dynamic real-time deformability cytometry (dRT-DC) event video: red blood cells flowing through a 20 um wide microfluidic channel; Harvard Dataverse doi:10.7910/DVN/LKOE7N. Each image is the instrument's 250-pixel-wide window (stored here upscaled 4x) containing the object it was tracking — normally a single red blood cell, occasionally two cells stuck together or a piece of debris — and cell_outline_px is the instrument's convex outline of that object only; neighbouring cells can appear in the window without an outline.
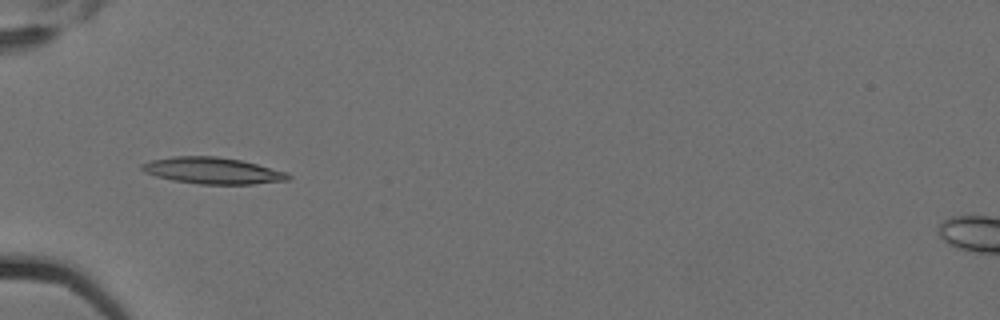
{"species": "Egyptian fruit bat (a non-hibernating species)", "species_latin": "Rousettus aegyptiacus", "temperature_condition": "cold", "stored_images_in_passage": 6, "camera_frame_rate_fps": 3000, "um_per_image_px": 0.085, "animal": {"sex": "female"}, "frame": {"image": 1, "passage_image": 5, "time_ms": 1.333, "image_size_px": [1000, 320], "cell_outline_px": [[292, 176], [288, 180], [252, 184], [200, 184], [172, 180], [156, 176], [144, 172], [140, 168], [140, 164], [152, 160], [172, 156], [216, 156], [240, 160], [288, 172]], "centroid_in_image_um": [18.06, 14.5], "position_along_channel_um": 66.9, "area_um2": 22.54}}
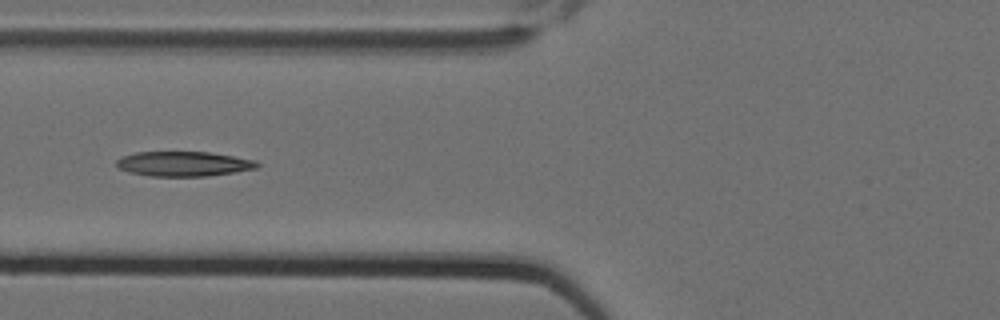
{"frame": {"image": 2, "passage_image": 6, "time_ms": 1.667, "image_size_px": [1000, 320], "cell_outline_px": [[260, 164], [256, 168], [236, 172], [208, 176], [148, 176], [128, 172], [120, 168], [116, 164], [116, 160], [120, 156], [136, 152], [208, 152], [256, 160]], "centroid_in_image_um": [15.58, 13.93], "position_along_channel_um": 110.2, "area_um2": 20.4}}